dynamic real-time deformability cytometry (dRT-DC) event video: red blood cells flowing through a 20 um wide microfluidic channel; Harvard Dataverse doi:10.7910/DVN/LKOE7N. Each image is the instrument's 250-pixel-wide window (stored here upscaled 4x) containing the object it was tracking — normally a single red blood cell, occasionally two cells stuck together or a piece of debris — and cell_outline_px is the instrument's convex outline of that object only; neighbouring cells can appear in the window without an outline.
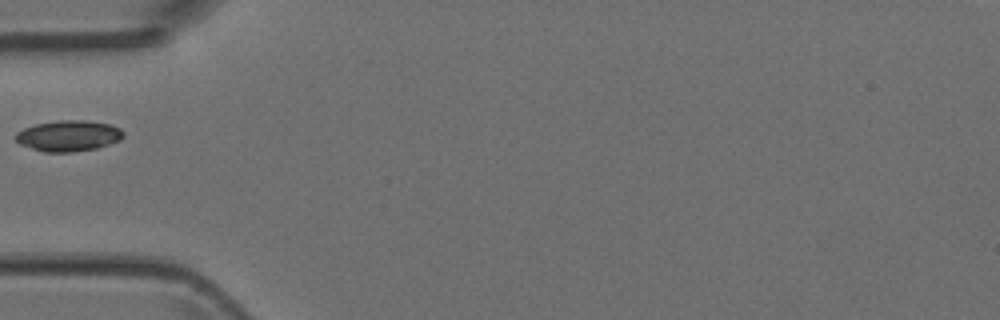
{"species": "Egyptian fruit bat (a non-hibernating species)", "species_latin": "Rousettus aegyptiacus", "temperature_condition": "room temperature", "stored_images_in_passage": 2, "camera_frame_rate_fps": 3000, "um_per_image_px": 0.085, "animal": {"sex": "female"}, "frame": {"image": 1, "passage_image": 1, "time_ms": 0.0, "image_size_px": [1000, 320], "cell_outline_px": [[124, 136], [120, 140], [96, 148], [72, 152], [44, 152], [20, 144], [16, 140], [16, 132], [24, 128], [36, 124], [56, 120], [84, 120], [108, 124], [120, 128], [124, 132]], "centroid_in_image_um": [5.82, 11.54], "position_along_channel_um": 79.2, "area_um2": 19.31}}
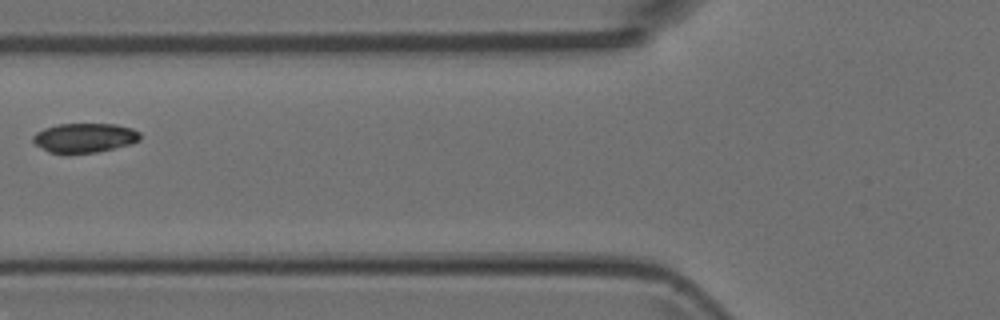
{"frame": {"image": 2, "passage_image": 2, "time_ms": 0.333, "image_size_px": [1000, 320], "cell_outline_px": [[140, 140], [132, 144], [96, 152], [48, 152], [36, 144], [32, 140], [32, 136], [36, 132], [44, 128], [60, 124], [116, 124], [132, 128], [140, 132]], "centroid_in_image_um": [7.21, 11.69], "position_along_channel_um": 118.6, "area_um2": 18.15}}